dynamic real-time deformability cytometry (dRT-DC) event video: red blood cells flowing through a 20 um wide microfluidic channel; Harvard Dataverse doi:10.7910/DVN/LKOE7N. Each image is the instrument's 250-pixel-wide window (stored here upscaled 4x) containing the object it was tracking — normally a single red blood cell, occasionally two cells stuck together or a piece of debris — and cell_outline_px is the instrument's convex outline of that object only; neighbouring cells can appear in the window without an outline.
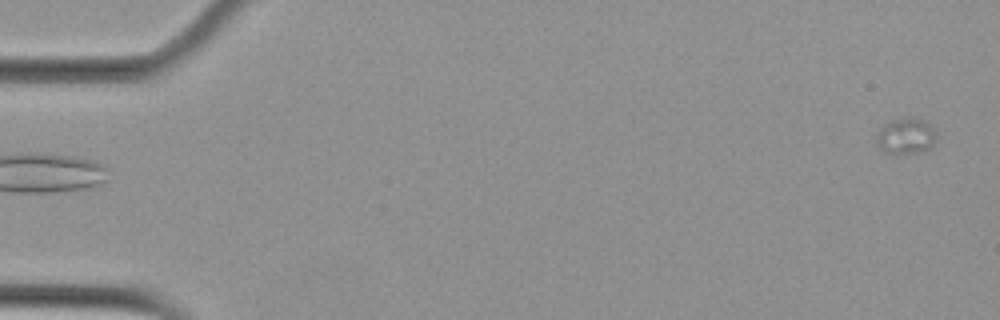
{"species": "Egyptian fruit bat (a non-hibernating species)", "species_latin": "Rousettus aegyptiacus", "temperature_condition": "cold", "stored_images_in_passage": 6, "camera_frame_rate_fps": 3000, "um_per_image_px": 0.085, "animal": {"sex": "female"}, "frame": {"image": 1, "passage_image": 6, "time_ms": 1.667, "image_size_px": [1000, 320], "cell_outline_px": [[936, 140], [932, 148], [916, 152], [884, 152], [876, 144], [876, 132], [884, 124], [892, 120], [908, 116], [912, 116], [928, 120], [936, 132]], "centroid_in_image_um": [77.03, 11.51], "position_along_channel_um": 8.0, "area_um2": 12.83}}